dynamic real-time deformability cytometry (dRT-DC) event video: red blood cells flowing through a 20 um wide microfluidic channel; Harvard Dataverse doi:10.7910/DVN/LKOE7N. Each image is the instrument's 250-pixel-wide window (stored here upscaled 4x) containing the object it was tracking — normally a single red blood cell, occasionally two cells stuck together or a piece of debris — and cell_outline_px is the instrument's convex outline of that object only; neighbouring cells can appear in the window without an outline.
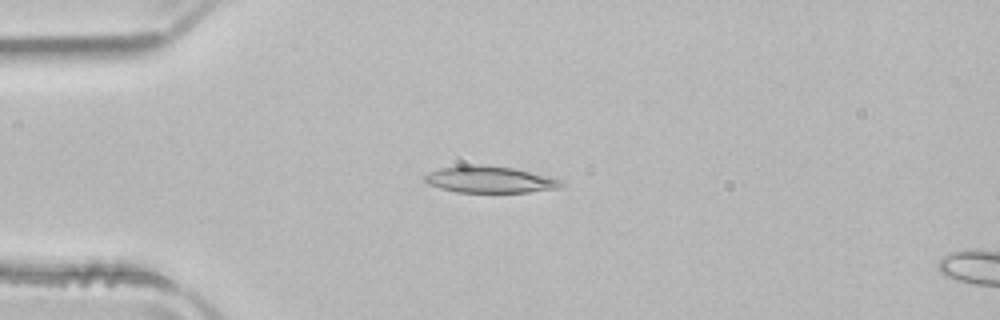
{"species": "common noctule bat (a hibernating species)", "species_latin": "Nyctalus noctula", "temperature_condition": "room temperature", "stored_images_in_passage": 51, "camera_frame_rate_fps": 3000, "um_per_image_px": 0.085, "animal": {"sex": "male", "body_mass_g": 21.5, "forearm_length_mm": 52.0}, "frame": {"image": 1, "passage_image": 13, "time_ms": 4.0, "image_size_px": [1000, 320], "cell_outline_px": [[564, 184], [556, 188], [528, 192], [456, 192], [440, 188], [428, 184], [424, 180], [424, 176], [428, 172], [440, 168], [464, 164], [512, 168], [548, 176], [560, 180]], "centroid_in_image_um": [41.56, 15.26], "position_along_channel_um": 43.4, "area_um2": 20.87}}
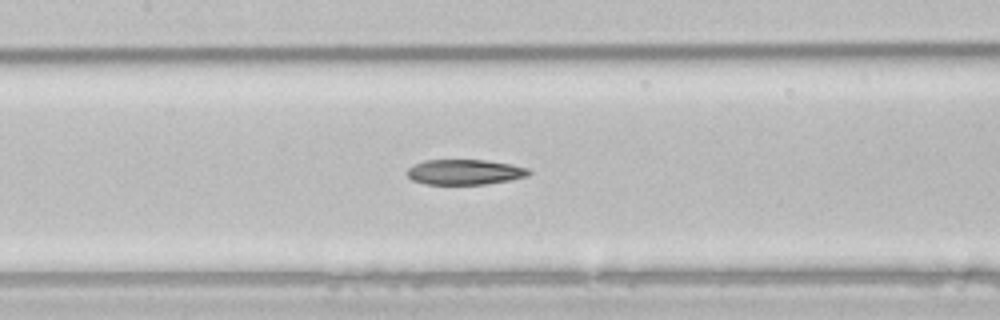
{"frame": {"image": 2, "passage_image": 24, "time_ms": 7.667, "image_size_px": [1000, 320], "cell_outline_px": [[532, 172], [528, 176], [512, 180], [484, 184], [424, 184], [412, 180], [408, 176], [408, 168], [424, 160], [484, 160], [512, 164], [528, 168]], "centroid_in_image_um": [39.54, 14.62], "position_along_channel_um": 167.9, "area_um2": 17.92}}
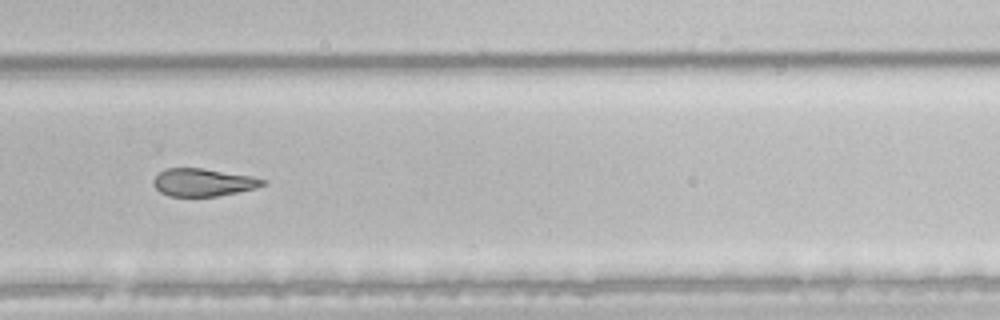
{"frame": {"image": 3, "passage_image": 35, "time_ms": 11.333, "image_size_px": [1000, 320], "cell_outline_px": [[268, 184], [256, 188], [216, 196], [168, 196], [160, 192], [156, 188], [156, 176], [160, 172], [168, 168], [200, 168], [252, 176], [268, 180]], "centroid_in_image_um": [17.34, 15.5], "position_along_channel_um": 312.5, "area_um2": 17.4}, "authors_computed_cell_mechanics": {"area_um2": 20.6346, "velocity_mm_per_s": 3.9702, "shape_relaxation_time_tau1_ms": 8.8677, "shape_relaxation_time_tau2_ms": null, "deformation_change_tau1": 0.196, "deformation_change_tau2": null}}